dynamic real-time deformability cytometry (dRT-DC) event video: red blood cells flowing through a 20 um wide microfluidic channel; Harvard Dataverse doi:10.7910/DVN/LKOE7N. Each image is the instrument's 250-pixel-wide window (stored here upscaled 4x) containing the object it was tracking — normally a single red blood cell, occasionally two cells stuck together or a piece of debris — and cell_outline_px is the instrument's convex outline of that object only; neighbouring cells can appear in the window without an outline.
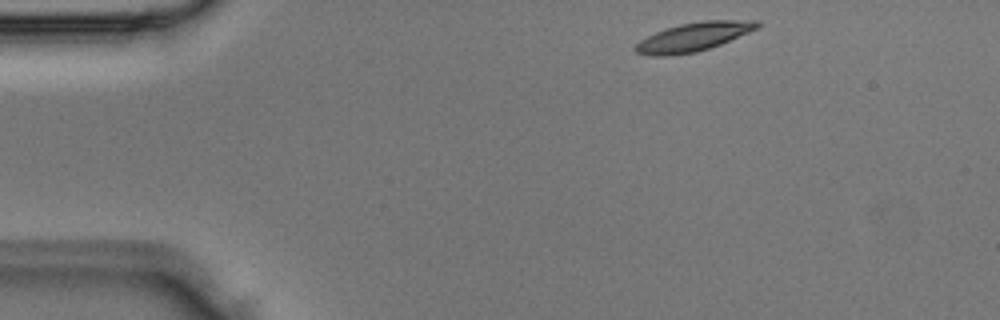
{"species": "Egyptian fruit bat (a non-hibernating species)", "species_latin": "Rousettus aegyptiacus", "temperature_condition": "room temperature", "stored_images_in_passage": 3, "camera_frame_rate_fps": 3000, "um_per_image_px": 0.085, "animal": {"sex": "male"}, "frame": {"image": 1, "passage_image": 1, "time_ms": 0.0, "image_size_px": [1000, 320], "cell_outline_px": [[760, 28], [720, 44], [696, 52], [668, 56], [652, 56], [636, 52], [636, 44], [640, 40], [656, 32], [680, 24], [704, 20], [756, 20], [760, 24]], "centroid_in_image_um": [58.99, 3.13], "position_along_channel_um": 26.0, "area_um2": 20.17}}
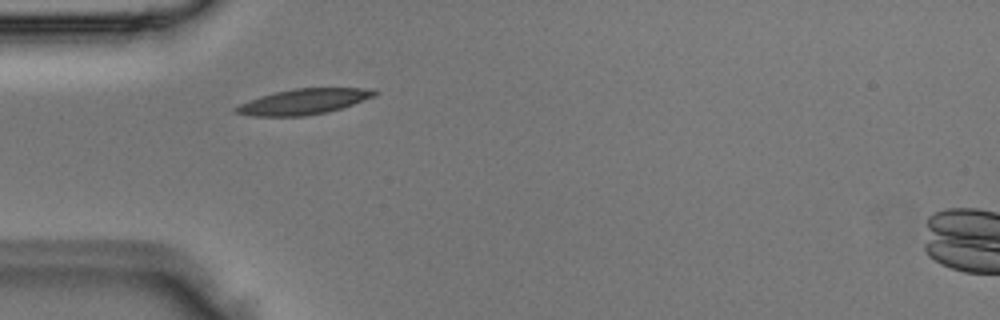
{"frame": {"image": 2, "passage_image": 2, "time_ms": 0.333, "image_size_px": [1000, 320], "cell_outline_px": [[380, 92], [376, 96], [328, 112], [304, 116], [252, 116], [236, 112], [232, 108], [240, 104], [260, 96], [276, 92], [296, 88], [372, 88]], "centroid_in_image_um": [25.85, 8.63], "position_along_channel_um": 59.2, "area_um2": 20.52}}